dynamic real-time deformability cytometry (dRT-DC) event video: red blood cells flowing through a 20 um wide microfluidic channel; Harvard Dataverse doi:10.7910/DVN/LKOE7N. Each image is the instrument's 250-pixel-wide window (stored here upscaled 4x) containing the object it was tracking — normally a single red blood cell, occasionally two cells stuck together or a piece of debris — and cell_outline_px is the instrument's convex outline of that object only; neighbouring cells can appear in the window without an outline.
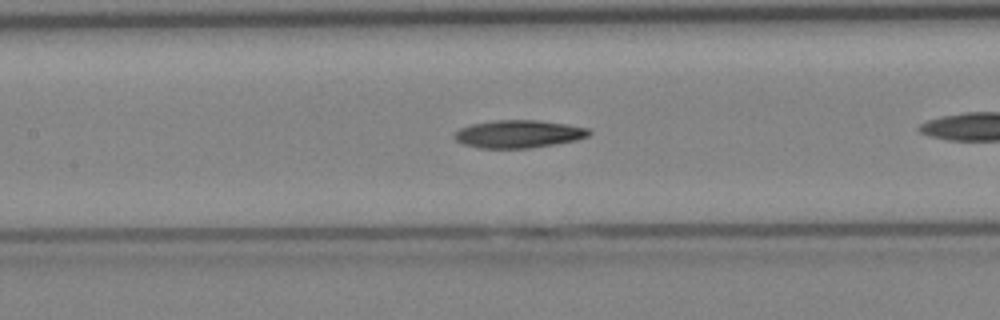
{"species": "Egyptian fruit bat (a non-hibernating species)", "species_latin": "Rousettus aegyptiacus", "temperature_condition": "cold", "stored_images_in_passage": 29, "camera_frame_rate_fps": 3000, "um_per_image_px": 0.085, "animal": {"sex": "female"}, "frame": {"image": 1, "passage_image": 9, "time_ms": 2.667, "image_size_px": [1000, 320], "cell_outline_px": [[592, 132], [588, 136], [576, 140], [556, 144], [528, 148], [480, 148], [464, 144], [456, 140], [452, 136], [460, 128], [468, 124], [496, 120], [540, 120], [568, 124], [588, 128]], "centroid_in_image_um": [44.08, 11.38], "position_along_channel_um": 163.3, "area_um2": 21.91}}
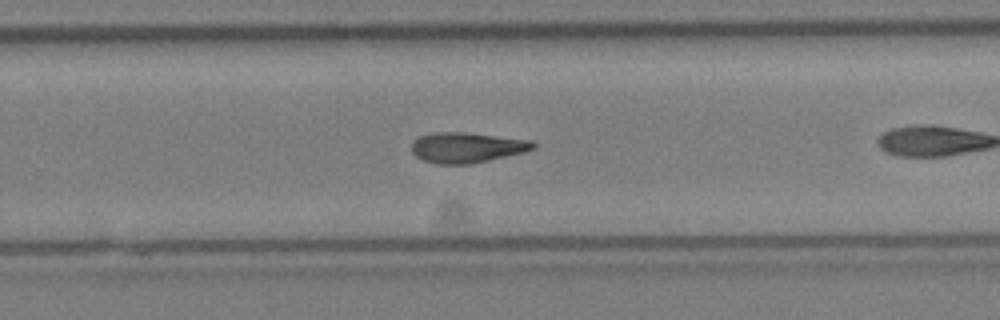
{"frame": {"image": 2, "passage_image": 17, "time_ms": 5.333, "image_size_px": [1000, 320], "cell_outline_px": [[536, 148], [524, 152], [488, 160], [468, 164], [440, 164], [424, 160], [416, 156], [412, 152], [412, 144], [420, 136], [436, 132], [464, 132], [532, 140], [536, 144]], "centroid_in_image_um": [39.71, 12.53], "position_along_channel_um": 290.1, "area_um2": 21.27}}